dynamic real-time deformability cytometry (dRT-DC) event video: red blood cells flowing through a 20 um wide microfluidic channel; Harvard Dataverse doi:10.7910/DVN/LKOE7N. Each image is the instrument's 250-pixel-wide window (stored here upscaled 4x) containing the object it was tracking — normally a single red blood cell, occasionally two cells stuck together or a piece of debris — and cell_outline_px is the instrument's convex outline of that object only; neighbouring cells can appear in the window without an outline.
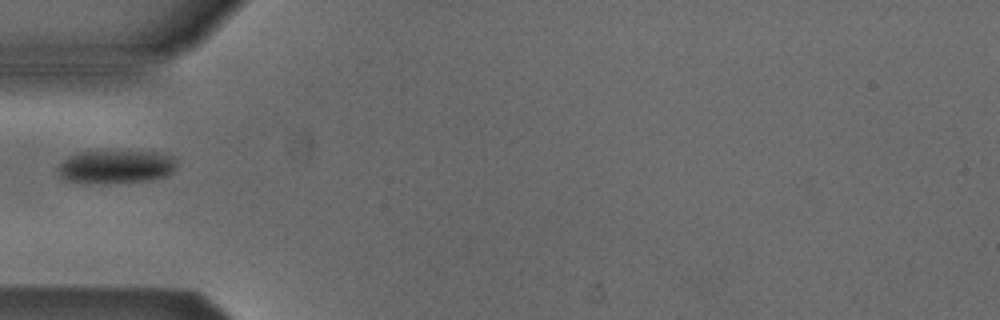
{"species": "Egyptian fruit bat (a non-hibernating species)", "species_latin": "Rousettus aegyptiacus", "temperature_condition": "cold", "stored_images_in_passage": 3, "camera_frame_rate_fps": 3000, "um_per_image_px": 0.085, "animal": {"sex": "male"}, "frame": {"image": 1, "passage_image": 3, "time_ms": 2.333, "image_size_px": [1000, 320], "cell_outline_px": [[176, 164], [172, 172], [168, 176], [152, 180], [64, 180], [60, 176], [56, 168], [68, 156], [76, 152], [156, 152], [172, 156], [176, 160]], "centroid_in_image_um": [9.89, 14.12], "position_along_channel_um": 75.1, "area_um2": 21.85}}